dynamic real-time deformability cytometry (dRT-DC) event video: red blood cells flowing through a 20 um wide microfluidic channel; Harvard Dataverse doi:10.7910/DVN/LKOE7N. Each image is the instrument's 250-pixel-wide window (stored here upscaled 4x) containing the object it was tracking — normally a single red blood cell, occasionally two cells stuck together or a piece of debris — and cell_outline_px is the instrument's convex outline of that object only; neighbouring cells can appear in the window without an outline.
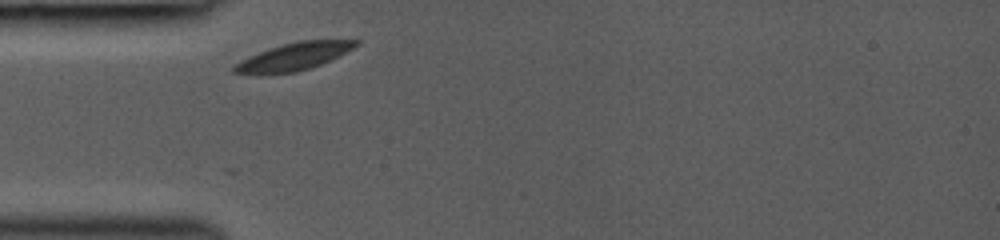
{"species": "common noctule bat (a hibernating species)", "species_latin": "Nyctalus noctula", "temperature_condition": "room temperature", "stored_images_in_passage": 44, "camera_frame_rate_fps": 3000, "um_per_image_px": 0.085, "animal": {"sex": "female", "body_mass_g": 19.0, "forearm_length_mm": 53.3}, "frame": {"image": 1, "passage_image": 3, "time_ms": 0.333, "image_size_px": [1000, 240], "cell_outline_px": [[360, 44], [320, 64], [296, 72], [268, 76], [232, 72], [232, 68], [240, 60], [248, 56], [284, 44], [300, 40], [360, 40]], "centroid_in_image_um": [24.89, 4.84], "position_along_channel_um": 60.1, "area_um2": 19.36}}
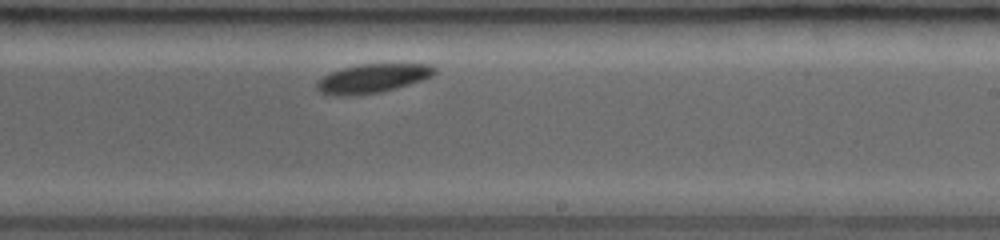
{"frame": {"image": 2, "passage_image": 30, "time_ms": 5.333, "image_size_px": [1000, 240], "cell_outline_px": [[436, 72], [432, 76], [396, 88], [380, 92], [340, 96], [320, 92], [316, 88], [316, 80], [332, 72], [344, 68], [360, 64], [432, 64], [436, 68]], "centroid_in_image_um": [31.67, 6.65], "position_along_channel_um": 257.3, "area_um2": 19.54}}
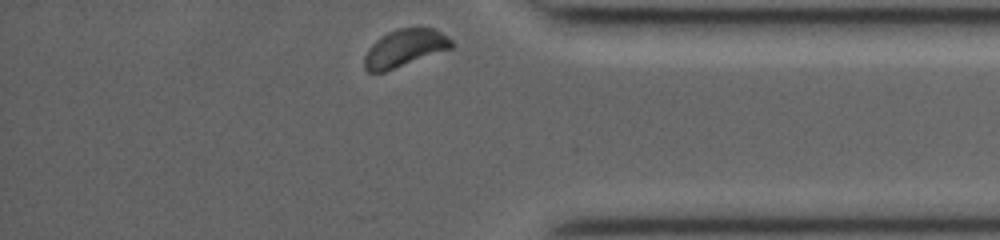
{"frame": {"image": 3, "passage_image": 44, "time_ms": 9.0, "image_size_px": [1000, 240], "cell_outline_px": [[456, 44], [452, 48], [384, 72], [368, 72], [364, 68], [364, 56], [368, 48], [380, 36], [388, 32], [400, 28], [436, 28], [448, 36]], "centroid_in_image_um": [34.41, 4.08], "position_along_channel_um": 400.8, "area_um2": 19.07}}